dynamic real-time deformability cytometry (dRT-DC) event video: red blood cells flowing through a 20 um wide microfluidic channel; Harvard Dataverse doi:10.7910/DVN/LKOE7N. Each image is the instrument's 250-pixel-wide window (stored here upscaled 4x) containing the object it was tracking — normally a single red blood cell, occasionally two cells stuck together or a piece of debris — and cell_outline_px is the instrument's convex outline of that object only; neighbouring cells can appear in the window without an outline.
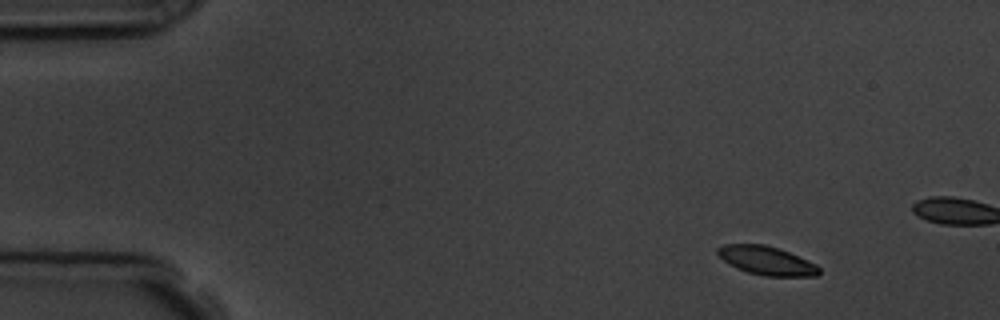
{"species": "common noctule bat (a hibernating species)", "species_latin": "Nyctalus noctula", "temperature_condition": "room temperature", "stored_images_in_passage": 4, "camera_frame_rate_fps": 3000, "um_per_image_px": 0.085, "animal": {"sex": "male", "body_mass_g": 19.5, "forearm_length_mm": 54.6}, "frame": {"image": 1, "passage_image": 1, "time_ms": 0.0, "image_size_px": [1000, 320], "cell_outline_px": [[820, 272], [816, 276], [764, 276], [748, 272], [736, 268], [724, 260], [716, 252], [716, 248], [724, 244], [764, 244], [788, 252], [808, 260], [816, 264], [820, 268]], "centroid_in_image_um": [65.16, 22.15], "position_along_channel_um": 19.8, "area_um2": 16.82}}